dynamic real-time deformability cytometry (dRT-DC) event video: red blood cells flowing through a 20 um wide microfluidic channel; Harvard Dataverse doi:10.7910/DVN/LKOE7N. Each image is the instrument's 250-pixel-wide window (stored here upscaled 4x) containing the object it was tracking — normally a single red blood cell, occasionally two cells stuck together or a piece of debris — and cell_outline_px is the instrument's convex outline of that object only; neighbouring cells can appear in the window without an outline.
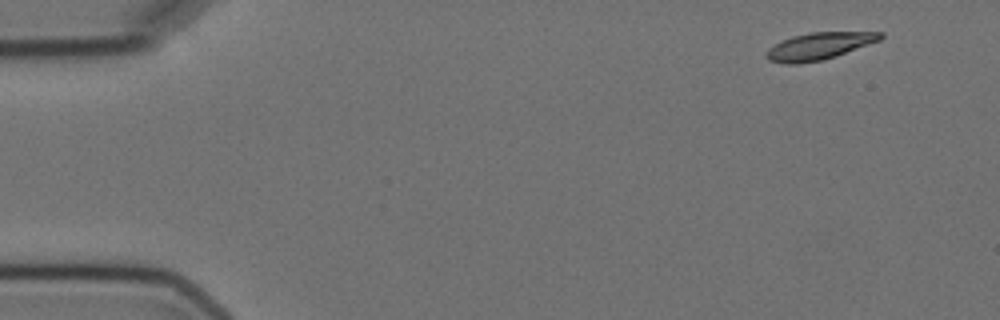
{"species": "Egyptian fruit bat (a non-hibernating species)", "species_latin": "Rousettus aegyptiacus", "temperature_condition": "cold", "stored_images_in_passage": 7, "camera_frame_rate_fps": 3000, "um_per_image_px": 0.085, "animal": {"sex": "female"}, "frame": {"image": 1, "passage_image": 1, "time_ms": 0.0, "image_size_px": [1000, 320], "cell_outline_px": [[884, 36], [880, 40], [836, 56], [824, 60], [800, 64], [784, 64], [768, 60], [764, 56], [764, 52], [768, 48], [792, 36], [812, 32], [884, 32]], "centroid_in_image_um": [69.59, 3.93], "position_along_channel_um": 15.4, "area_um2": 18.09}}
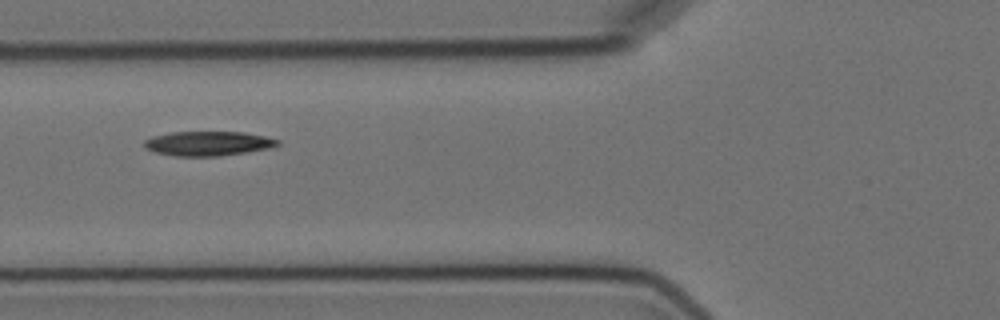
{"frame": {"image": 2, "passage_image": 6, "time_ms": 5.667, "image_size_px": [1000, 320], "cell_outline_px": [[280, 144], [268, 148], [248, 152], [220, 156], [176, 156], [156, 152], [144, 148], [144, 140], [152, 136], [172, 132], [244, 132], [264, 136], [280, 140]], "centroid_in_image_um": [17.68, 12.19], "position_along_channel_um": 108.1, "area_um2": 19.02}}
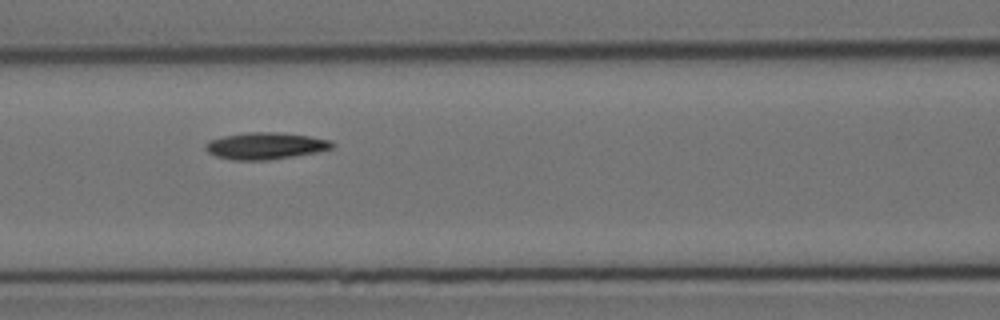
{"frame": {"image": 3, "passage_image": 7, "time_ms": 6.667, "image_size_px": [1000, 320], "cell_outline_px": [[336, 144], [332, 148], [316, 152], [268, 160], [232, 160], [216, 156], [208, 152], [204, 148], [204, 144], [208, 140], [224, 136], [248, 132], [276, 132], [308, 136], [332, 140]], "centroid_in_image_um": [22.54, 12.39], "position_along_channel_um": 144.1, "area_um2": 19.77}}